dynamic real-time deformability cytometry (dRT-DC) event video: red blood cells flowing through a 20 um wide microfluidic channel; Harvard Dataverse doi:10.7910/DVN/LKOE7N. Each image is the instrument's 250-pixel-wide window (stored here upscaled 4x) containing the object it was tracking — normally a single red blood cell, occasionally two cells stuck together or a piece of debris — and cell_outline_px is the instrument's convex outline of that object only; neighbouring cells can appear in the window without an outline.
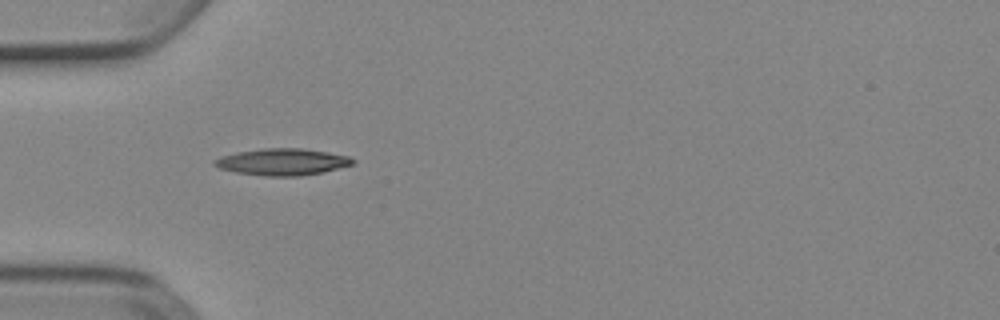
{"species": "Egyptian fruit bat (a non-hibernating species)", "species_latin": "Rousettus aegyptiacus", "temperature_condition": "cold", "stored_images_in_passage": 4, "camera_frame_rate_fps": 3000, "um_per_image_px": 0.085, "animal": {"sex": "female"}, "frame": {"image": 1, "passage_image": 1, "time_ms": 0.0, "image_size_px": [1000, 320], "cell_outline_px": [[356, 164], [324, 172], [300, 176], [264, 176], [236, 172], [220, 168], [212, 164], [212, 160], [220, 156], [236, 152], [264, 148], [304, 148], [328, 152], [348, 156], [356, 160]], "centroid_in_image_um": [24.02, 13.76], "position_along_channel_um": 61.0, "area_um2": 21.79}}
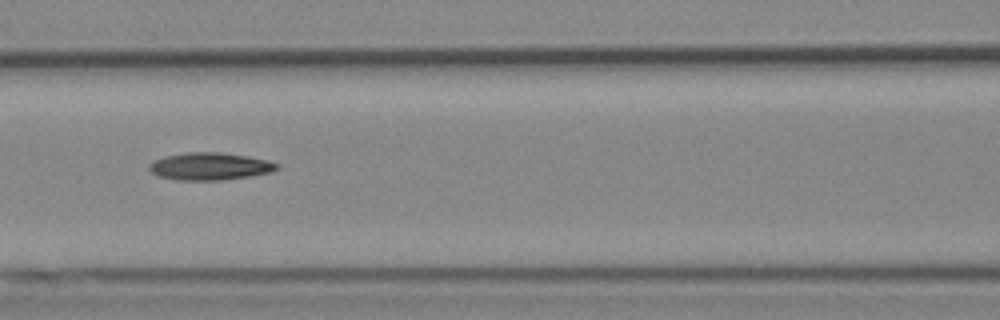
{"frame": {"image": 2, "passage_image": 3, "time_ms": 0.667, "image_size_px": [1000, 320], "cell_outline_px": [[280, 168], [268, 172], [248, 176], [220, 180], [180, 180], [160, 176], [152, 172], [148, 168], [148, 164], [164, 156], [188, 152], [220, 152], [248, 156], [268, 160], [280, 164]], "centroid_in_image_um": [17.85, 14.12], "position_along_channel_um": 148.8, "area_um2": 20.23}}
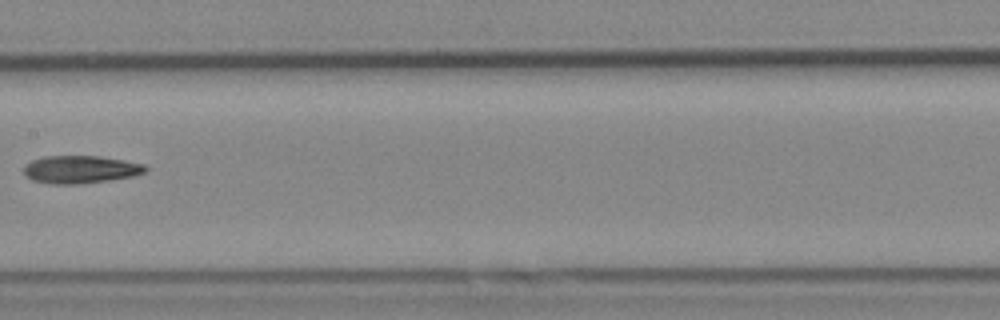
{"frame": {"image": 3, "passage_image": 4, "time_ms": 1.0, "image_size_px": [1000, 320], "cell_outline_px": [[148, 172], [132, 176], [108, 180], [80, 184], [48, 184], [32, 180], [24, 176], [24, 164], [32, 160], [44, 156], [100, 156], [124, 160], [144, 164], [148, 168]], "centroid_in_image_um": [6.82, 14.4], "position_along_channel_um": 200.6, "area_um2": 19.88}}